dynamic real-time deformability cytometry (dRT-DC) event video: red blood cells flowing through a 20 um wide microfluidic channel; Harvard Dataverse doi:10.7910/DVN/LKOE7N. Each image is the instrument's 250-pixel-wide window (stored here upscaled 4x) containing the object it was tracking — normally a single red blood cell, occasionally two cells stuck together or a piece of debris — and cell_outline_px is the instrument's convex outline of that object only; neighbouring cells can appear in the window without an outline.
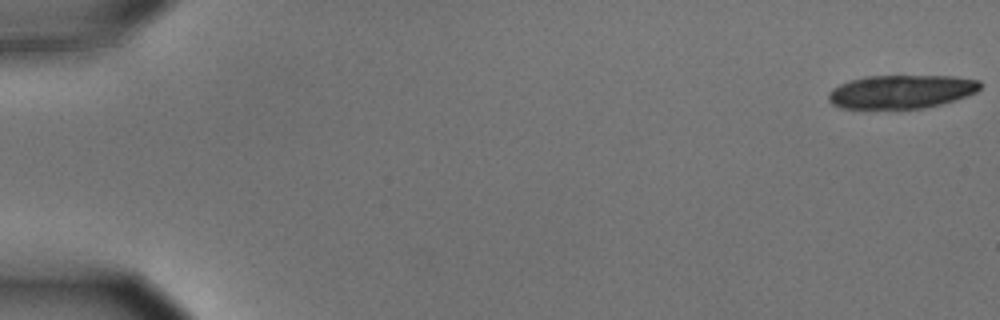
{"species": "common noctule bat (a hibernating species)", "species_latin": "Nyctalus noctula", "temperature_condition": "cold", "stored_images_in_passage": 21, "camera_frame_rate_fps": 3000, "um_per_image_px": 0.085, "animal": {"sex": "male", "body_mass_g": 15.6}, "frame": {"image": 1, "passage_image": 1, "time_ms": 0.0, "image_size_px": [1000, 320], "cell_outline_px": [[984, 84], [976, 92], [940, 104], [924, 108], [840, 108], [832, 104], [828, 100], [828, 92], [832, 88], [840, 84], [864, 76], [952, 76], [980, 80]], "centroid_in_image_um": [76.6, 7.78], "position_along_channel_um": 8.4, "area_um2": 29.54}}